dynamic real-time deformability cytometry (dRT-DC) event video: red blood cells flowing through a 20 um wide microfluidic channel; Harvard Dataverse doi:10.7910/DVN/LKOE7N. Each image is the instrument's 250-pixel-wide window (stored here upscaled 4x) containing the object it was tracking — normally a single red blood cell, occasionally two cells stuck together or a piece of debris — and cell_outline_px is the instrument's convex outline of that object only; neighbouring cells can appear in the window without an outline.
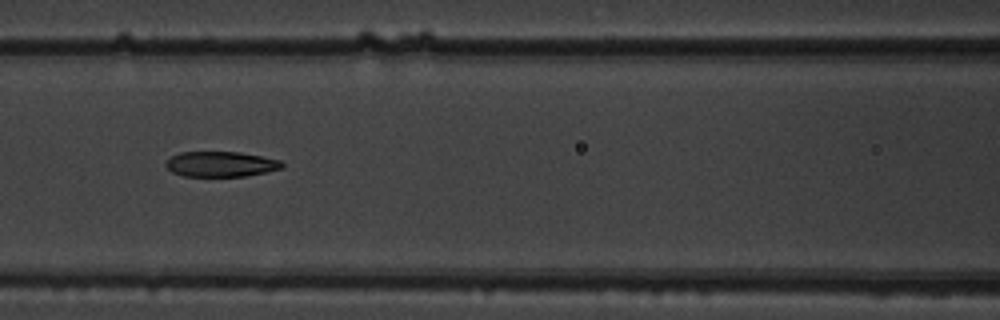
{"species": "common noctule bat (a hibernating species)", "species_latin": "Nyctalus noctula", "temperature_condition": "warm", "stored_images_in_passage": 9, "camera_frame_rate_fps": 3000, "um_per_image_px": 0.085, "animal": {"sex": "male", "body_mass_g": 19.5, "forearm_length_mm": 54.6}, "frame": {"image": 1, "passage_image": 7, "time_ms": 2.0, "image_size_px": [1000, 320], "cell_outline_px": [[284, 164], [280, 168], [264, 172], [244, 176], [184, 176], [172, 172], [164, 164], [172, 156], [180, 152], [240, 152], [280, 160]], "centroid_in_image_um": [18.74, 13.94], "position_along_channel_um": 147.9, "area_um2": 16.88}}
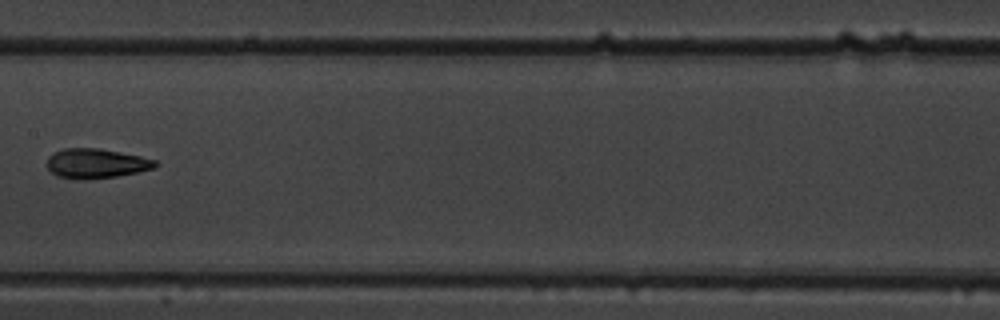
{"frame": {"image": 2, "passage_image": 8, "time_ms": 2.333, "image_size_px": [1000, 320], "cell_outline_px": [[160, 164], [156, 168], [116, 176], [88, 180], [84, 180], [56, 176], [48, 168], [48, 156], [52, 152], [64, 148], [100, 148], [140, 156], [156, 160]], "centroid_in_image_um": [8.18, 13.89], "position_along_channel_um": 199.2, "area_um2": 18.84}}
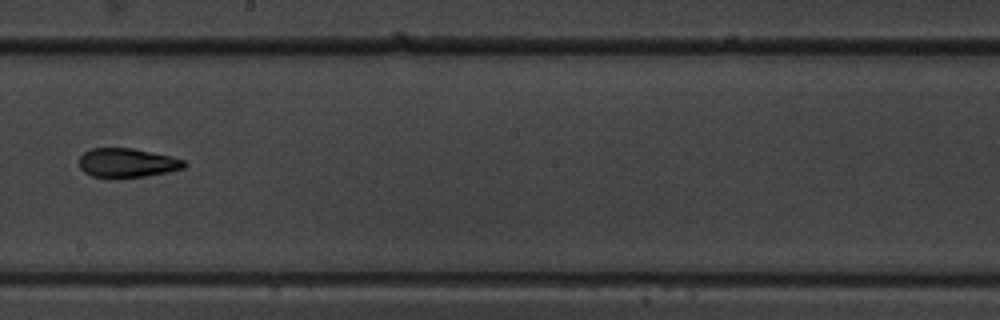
{"frame": {"image": 3, "passage_image": 9, "time_ms": 2.667, "image_size_px": [1000, 320], "cell_outline_px": [[188, 164], [184, 168], [168, 172], [144, 176], [116, 180], [92, 176], [84, 172], [80, 168], [80, 156], [84, 152], [92, 148], [132, 148], [172, 156], [184, 160]], "centroid_in_image_um": [10.81, 13.87], "position_along_channel_um": 237.4, "area_um2": 18.26}}